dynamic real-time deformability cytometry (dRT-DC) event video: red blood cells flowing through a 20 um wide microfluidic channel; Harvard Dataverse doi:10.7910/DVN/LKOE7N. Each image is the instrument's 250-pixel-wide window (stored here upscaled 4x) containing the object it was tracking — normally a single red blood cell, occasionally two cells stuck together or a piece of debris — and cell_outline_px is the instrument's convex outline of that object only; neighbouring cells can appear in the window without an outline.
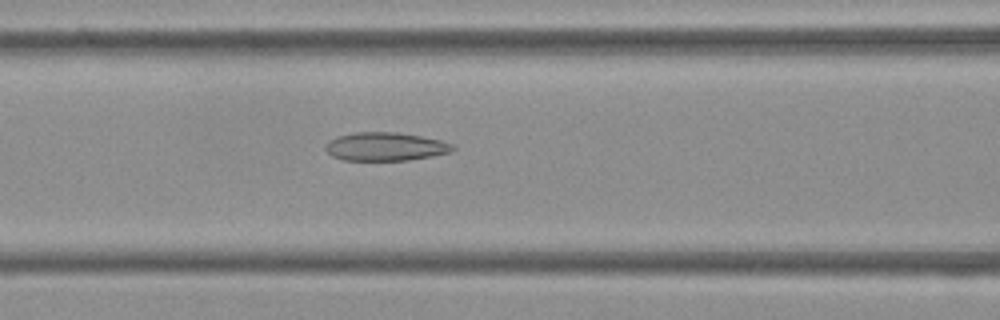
{"species": "Egyptian fruit bat (a non-hibernating species)", "species_latin": "Rousettus aegyptiacus", "temperature_condition": "cold", "stored_images_in_passage": 52, "camera_frame_rate_fps": 3000, "um_per_image_px": 0.085, "frame": {"image": 1, "passage_image": 21, "time_ms": 6.667, "image_size_px": [1000, 320], "cell_outline_px": [[456, 148], [452, 152], [432, 156], [408, 160], [344, 160], [332, 156], [324, 148], [328, 140], [336, 136], [352, 132], [396, 132], [420, 136], [440, 140], [452, 144]], "centroid_in_image_um": [32.74, 12.45], "position_along_channel_um": 133.9, "area_um2": 21.15}}
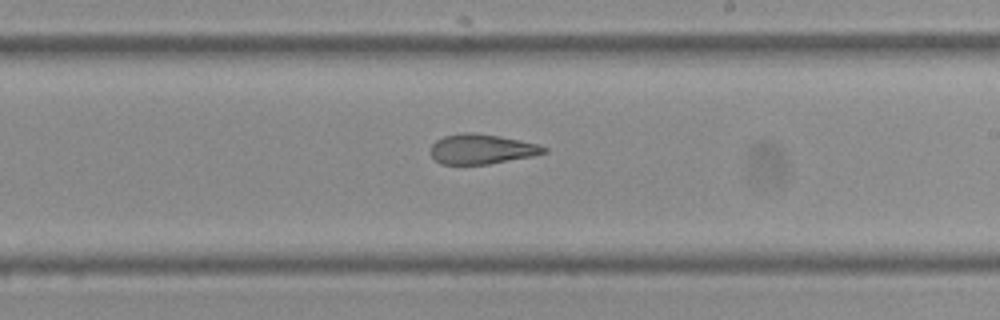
{"frame": {"image": 2, "passage_image": 30, "time_ms": 9.667, "image_size_px": [1000, 320], "cell_outline_px": [[548, 152], [532, 156], [488, 164], [440, 164], [432, 156], [432, 144], [436, 140], [444, 136], [464, 132], [472, 132], [500, 136], [520, 140], [536, 144], [548, 148]], "centroid_in_image_um": [40.95, 12.67], "position_along_channel_um": 248.1, "area_um2": 19.59}}
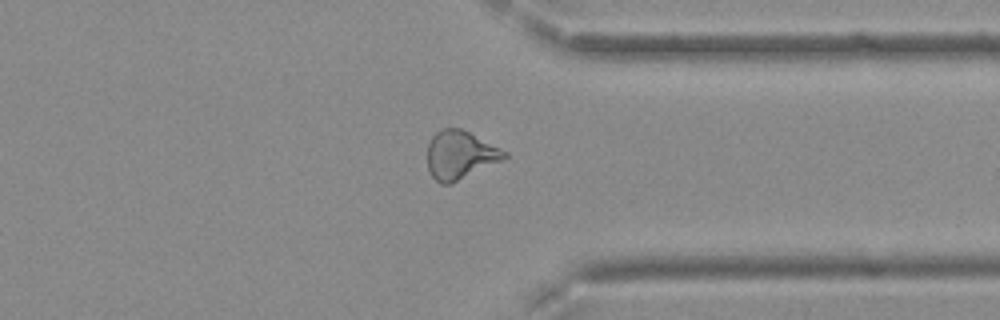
{"frame": {"image": 3, "passage_image": 40, "time_ms": 13.0, "image_size_px": [1000, 320], "cell_outline_px": [[508, 156], [504, 160], [448, 184], [440, 184], [432, 176], [428, 168], [428, 144], [432, 136], [436, 132], [444, 128], [460, 128], [508, 152]], "centroid_in_image_um": [39.11, 13.17], "position_along_channel_um": 372.3, "area_um2": 21.39}, "authors_computed_cell_mechanics": {"area_um2": 21.7906, "velocity_mm_per_s": 3.8113, "shape_relaxation_time_tau1_ms": 8.6552, "shape_relaxation_time_tau2_ms": 2.2887, "deformation_change_tau1": 0.1622, "deformation_change_tau2": 0.109}}